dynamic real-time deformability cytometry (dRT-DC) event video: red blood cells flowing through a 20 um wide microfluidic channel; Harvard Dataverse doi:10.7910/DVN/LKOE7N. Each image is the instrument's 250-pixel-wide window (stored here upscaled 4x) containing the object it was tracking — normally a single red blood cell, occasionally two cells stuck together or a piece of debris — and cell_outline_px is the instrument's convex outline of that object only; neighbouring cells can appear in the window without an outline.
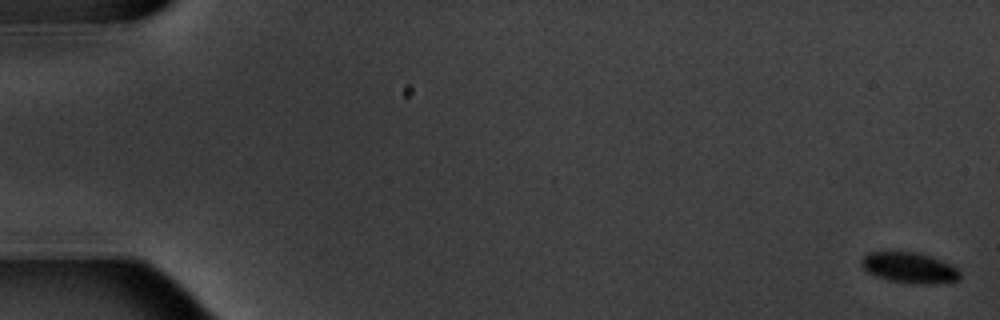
{"species": "common noctule bat (a hibernating species)", "species_latin": "Nyctalus noctula", "temperature_condition": "warm", "stored_images_in_passage": 8, "camera_frame_rate_fps": 3000, "um_per_image_px": 0.085, "animal": {"sex": "male", "body_mass_g": 20.1, "forearm_length_mm": 53.5}, "frame": {"image": 1, "passage_image": 1, "time_ms": 0.0, "image_size_px": [1000, 320], "cell_outline_px": [[960, 280], [940, 284], [908, 284], [888, 280], [876, 276], [868, 272], [860, 264], [860, 260], [868, 252], [920, 252], [940, 260], [956, 268], [960, 272]], "centroid_in_image_um": [77.3, 22.78], "position_along_channel_um": 7.7, "area_um2": 17.8}}
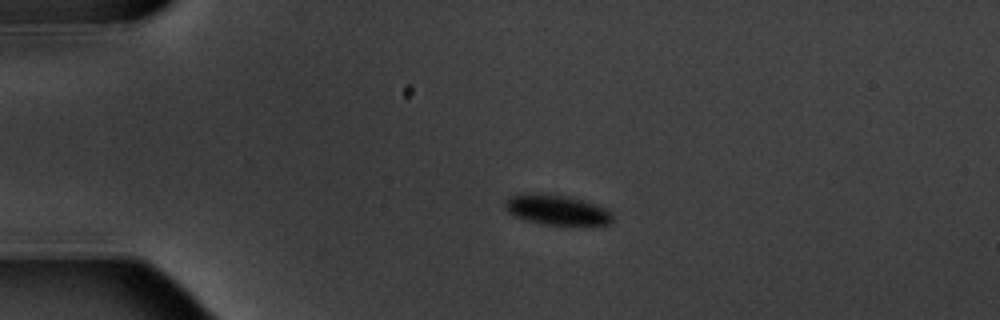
{"frame": {"image": 2, "passage_image": 4, "time_ms": 4.333, "image_size_px": [1000, 320], "cell_outline_px": [[612, 220], [608, 224], [540, 224], [524, 220], [512, 216], [504, 208], [504, 200], [520, 192], [540, 192], [568, 196], [596, 204], [612, 212]], "centroid_in_image_um": [47.22, 17.8], "position_along_channel_um": 37.8, "area_um2": 19.13}}
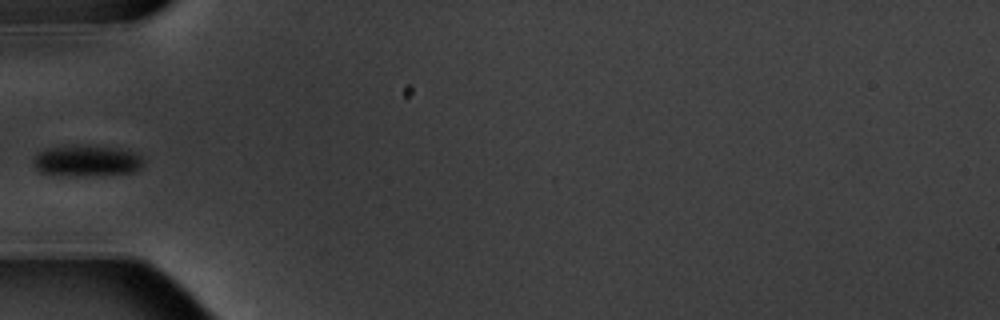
{"frame": {"image": 3, "passage_image": 6, "time_ms": 6.667, "image_size_px": [1000, 320], "cell_outline_px": [[144, 164], [140, 168], [132, 172], [88, 176], [76, 176], [40, 172], [32, 164], [32, 160], [40, 152], [48, 148], [88, 144], [96, 144], [120, 148], [136, 152], [144, 160]], "centroid_in_image_um": [7.42, 13.64], "position_along_channel_um": 77.6, "area_um2": 20.29}}